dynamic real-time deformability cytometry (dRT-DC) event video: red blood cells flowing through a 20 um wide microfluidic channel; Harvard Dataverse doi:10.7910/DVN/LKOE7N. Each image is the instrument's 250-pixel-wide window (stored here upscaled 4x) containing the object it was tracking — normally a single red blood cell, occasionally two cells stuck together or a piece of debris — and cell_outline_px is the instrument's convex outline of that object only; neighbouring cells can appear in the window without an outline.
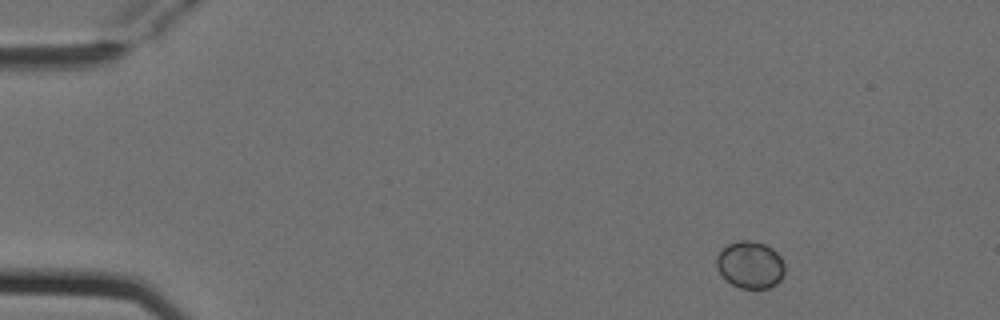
{"species": "Egyptian fruit bat (a non-hibernating species)", "species_latin": "Rousettus aegyptiacus", "temperature_condition": "cold", "stored_images_in_passage": 4, "camera_frame_rate_fps": 3000, "um_per_image_px": 0.085, "animal": {"sex": "female"}, "frame": {"image": 1, "passage_image": 1, "time_ms": 0.0, "image_size_px": [1000, 320], "cell_outline_px": [[784, 272], [780, 280], [776, 284], [768, 288], [740, 288], [732, 284], [716, 268], [716, 256], [728, 244], [740, 240], [752, 240], [764, 244], [772, 248], [780, 256], [784, 264]], "centroid_in_image_um": [63.77, 22.5], "position_along_channel_um": 21.2, "area_um2": 18.61}}
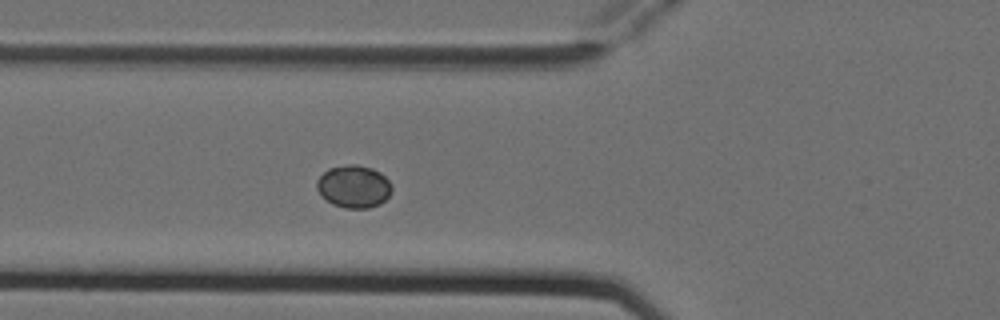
{"frame": {"image": 2, "passage_image": 4, "time_ms": 1.0, "image_size_px": [1000, 320], "cell_outline_px": [[392, 192], [380, 204], [368, 208], [344, 208], [332, 204], [320, 196], [316, 188], [316, 180], [328, 168], [348, 164], [356, 164], [372, 168], [380, 172], [388, 180], [392, 188]], "centroid_in_image_um": [30.04, 15.85], "position_along_channel_um": 95.8, "area_um2": 18.79}}